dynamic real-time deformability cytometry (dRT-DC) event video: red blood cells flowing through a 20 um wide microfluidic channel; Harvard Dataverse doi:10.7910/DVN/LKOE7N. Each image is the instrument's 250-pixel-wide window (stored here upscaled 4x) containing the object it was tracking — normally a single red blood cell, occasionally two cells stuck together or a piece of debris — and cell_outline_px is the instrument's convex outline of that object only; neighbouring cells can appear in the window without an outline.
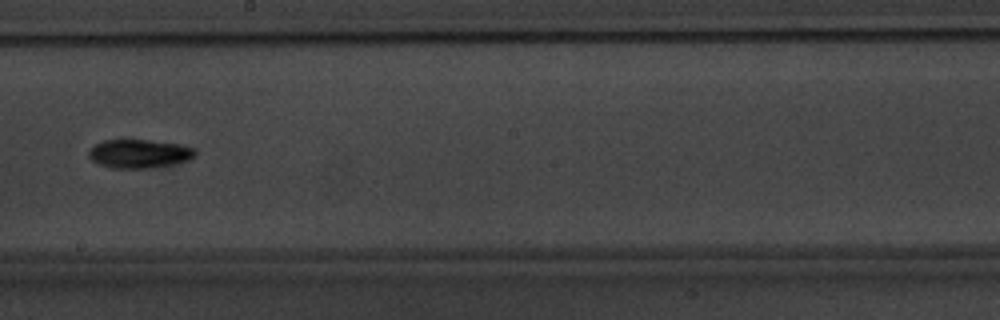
{"species": "common noctule bat (a hibernating species)", "species_latin": "Nyctalus noctula", "temperature_condition": "warm", "stored_images_in_passage": 11, "camera_frame_rate_fps": 3000, "um_per_image_px": 0.085, "animal": {"sex": "male", "body_mass_g": 20.1, "forearm_length_mm": 53.5}, "frame": {"image": 1, "passage_image": 10, "time_ms": 11.333, "image_size_px": [1000, 320], "cell_outline_px": [[196, 156], [188, 160], [172, 164], [148, 168], [112, 168], [100, 164], [92, 160], [88, 156], [88, 148], [104, 140], [148, 140], [176, 144], [196, 148]], "centroid_in_image_um": [11.82, 13.06], "position_along_channel_um": 236.4, "area_um2": 17.69}}
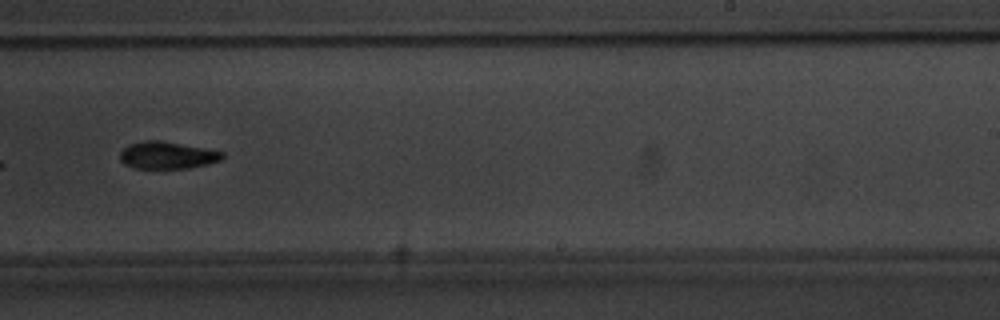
{"frame": {"image": 2, "passage_image": 11, "time_ms": 12.333, "image_size_px": [1000, 320], "cell_outline_px": [[224, 156], [220, 160], [188, 168], [136, 168], [124, 164], [120, 160], [120, 152], [128, 144], [144, 140], [160, 140], [204, 148], [224, 152]], "centroid_in_image_um": [14.17, 13.18], "position_along_channel_um": 274.8, "area_um2": 16.07}}